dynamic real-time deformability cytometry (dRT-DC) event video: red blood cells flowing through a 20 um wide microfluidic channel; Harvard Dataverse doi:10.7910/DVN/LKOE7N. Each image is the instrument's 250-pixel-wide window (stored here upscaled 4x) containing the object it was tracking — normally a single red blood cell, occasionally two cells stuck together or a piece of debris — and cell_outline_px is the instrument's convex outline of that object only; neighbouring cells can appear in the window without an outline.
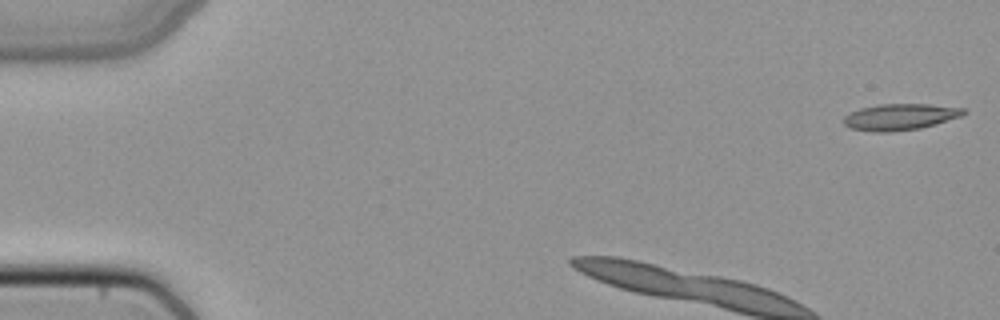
{"species": "common noctule bat (a hibernating species)", "species_latin": "Nyctalus noctula", "temperature_condition": "cold", "stored_images_in_passage": 7, "camera_frame_rate_fps": 3000, "um_per_image_px": 0.085, "animal": {"sex": "female", "body_mass_g": 22.7, "forearm_length_mm": 54.2}, "frame": {"image": 1, "passage_image": 1, "time_ms": 0.0, "image_size_px": [1000, 320], "cell_outline_px": [[968, 112], [960, 116], [936, 124], [920, 128], [892, 132], [872, 132], [848, 128], [844, 124], [844, 116], [848, 112], [860, 108], [880, 104], [928, 104], [964, 108]], "centroid_in_image_um": [76.47, 9.94], "position_along_channel_um": 8.5, "area_um2": 18.55}}